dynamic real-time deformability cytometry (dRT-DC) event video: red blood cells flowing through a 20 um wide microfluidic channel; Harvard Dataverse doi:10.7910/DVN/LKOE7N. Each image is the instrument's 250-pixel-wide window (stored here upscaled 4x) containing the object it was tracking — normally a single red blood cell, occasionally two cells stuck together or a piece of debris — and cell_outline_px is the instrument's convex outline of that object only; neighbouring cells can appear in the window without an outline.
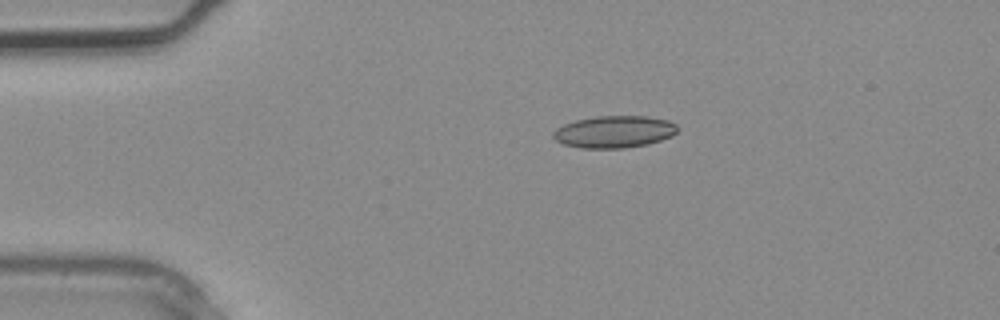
{"species": "common noctule bat (a hibernating species)", "species_latin": "Nyctalus noctula", "temperature_condition": "warm", "stored_images_in_passage": 2, "camera_frame_rate_fps": 3000, "um_per_image_px": 0.085, "animal": {"sex": "male", "body_mass_g": 20.4}, "frame": {"image": 1, "passage_image": 1, "time_ms": 0.0, "image_size_px": [1000, 320], "cell_outline_px": [[680, 128], [672, 136], [648, 144], [624, 148], [580, 148], [564, 144], [556, 140], [552, 136], [552, 132], [556, 128], [564, 124], [576, 120], [596, 116], [648, 116], [668, 120], [676, 124]], "centroid_in_image_um": [52.22, 11.2], "position_along_channel_um": 32.8, "area_um2": 23.35}}
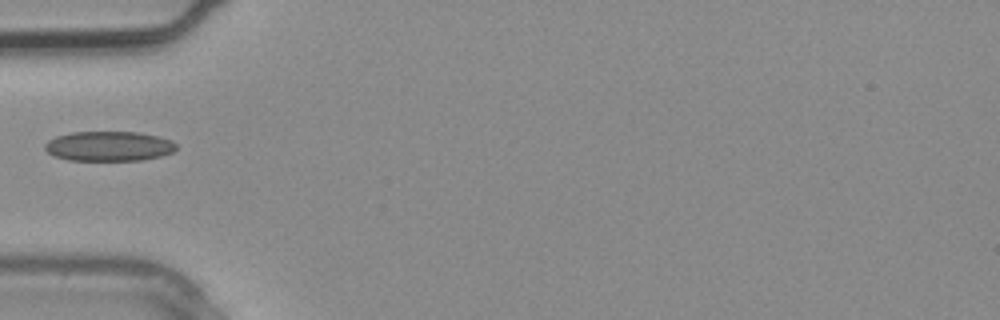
{"frame": {"image": 2, "passage_image": 2, "time_ms": 0.333, "image_size_px": [1000, 320], "cell_outline_px": [[176, 148], [172, 152], [160, 156], [144, 160], [68, 160], [56, 156], [48, 152], [44, 148], [44, 144], [48, 140], [56, 136], [72, 132], [136, 132], [156, 136], [172, 140], [176, 144]], "centroid_in_image_um": [9.24, 12.42], "position_along_channel_um": 75.8, "area_um2": 22.72}}